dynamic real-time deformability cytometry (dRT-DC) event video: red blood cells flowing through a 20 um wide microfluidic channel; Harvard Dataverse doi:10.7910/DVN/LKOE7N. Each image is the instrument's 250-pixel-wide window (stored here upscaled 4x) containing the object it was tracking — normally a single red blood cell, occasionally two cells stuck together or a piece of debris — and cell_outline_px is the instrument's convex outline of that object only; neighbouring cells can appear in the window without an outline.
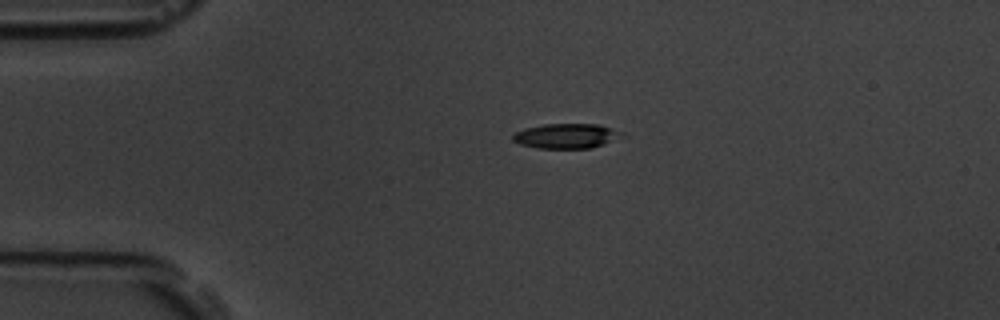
{"species": "common noctule bat (a hibernating species)", "species_latin": "Nyctalus noctula", "temperature_condition": "room temperature", "stored_images_in_passage": 2, "camera_frame_rate_fps": 3000, "um_per_image_px": 0.085, "animal": {"sex": "male", "body_mass_g": 19.5, "forearm_length_mm": 54.6}, "frame": {"image": 1, "passage_image": 1, "time_ms": 0.0, "image_size_px": [1000, 320], "cell_outline_px": [[628, 136], [592, 148], [536, 148], [520, 144], [512, 140], [512, 132], [524, 128], [544, 124], [600, 124], [624, 132]], "centroid_in_image_um": [48.18, 11.55], "position_along_channel_um": 36.8, "area_um2": 16.18}}